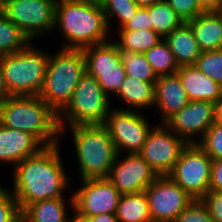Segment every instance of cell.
I'll return each instance as SVG.
<instances>
[{
    "instance_id": "cell-1",
    "label": "cell",
    "mask_w": 222,
    "mask_h": 222,
    "mask_svg": "<svg viewBox=\"0 0 222 222\" xmlns=\"http://www.w3.org/2000/svg\"><path fill=\"white\" fill-rule=\"evenodd\" d=\"M59 146H45L14 166L12 194L20 211L37 201L64 197L69 178L64 172Z\"/></svg>"
},
{
    "instance_id": "cell-2",
    "label": "cell",
    "mask_w": 222,
    "mask_h": 222,
    "mask_svg": "<svg viewBox=\"0 0 222 222\" xmlns=\"http://www.w3.org/2000/svg\"><path fill=\"white\" fill-rule=\"evenodd\" d=\"M56 25L65 38L63 48L83 49L109 41V26L100 5L81 0H56Z\"/></svg>"
},
{
    "instance_id": "cell-3",
    "label": "cell",
    "mask_w": 222,
    "mask_h": 222,
    "mask_svg": "<svg viewBox=\"0 0 222 222\" xmlns=\"http://www.w3.org/2000/svg\"><path fill=\"white\" fill-rule=\"evenodd\" d=\"M0 124L34 135L44 146L58 144V114L39 96H11L0 107Z\"/></svg>"
},
{
    "instance_id": "cell-4",
    "label": "cell",
    "mask_w": 222,
    "mask_h": 222,
    "mask_svg": "<svg viewBox=\"0 0 222 222\" xmlns=\"http://www.w3.org/2000/svg\"><path fill=\"white\" fill-rule=\"evenodd\" d=\"M85 72L83 50L60 47L55 55L49 53L44 88L38 96L59 114L71 100Z\"/></svg>"
},
{
    "instance_id": "cell-5",
    "label": "cell",
    "mask_w": 222,
    "mask_h": 222,
    "mask_svg": "<svg viewBox=\"0 0 222 222\" xmlns=\"http://www.w3.org/2000/svg\"><path fill=\"white\" fill-rule=\"evenodd\" d=\"M81 180L108 178L118 155L104 124L71 126Z\"/></svg>"
},
{
    "instance_id": "cell-6",
    "label": "cell",
    "mask_w": 222,
    "mask_h": 222,
    "mask_svg": "<svg viewBox=\"0 0 222 222\" xmlns=\"http://www.w3.org/2000/svg\"><path fill=\"white\" fill-rule=\"evenodd\" d=\"M49 53L29 44L0 56L4 82L11 96H38L44 88Z\"/></svg>"
},
{
    "instance_id": "cell-7",
    "label": "cell",
    "mask_w": 222,
    "mask_h": 222,
    "mask_svg": "<svg viewBox=\"0 0 222 222\" xmlns=\"http://www.w3.org/2000/svg\"><path fill=\"white\" fill-rule=\"evenodd\" d=\"M109 97L98 81L85 72L74 89L71 100L58 114L60 134L66 128V121L69 127L104 124L110 112Z\"/></svg>"
},
{
    "instance_id": "cell-8",
    "label": "cell",
    "mask_w": 222,
    "mask_h": 222,
    "mask_svg": "<svg viewBox=\"0 0 222 222\" xmlns=\"http://www.w3.org/2000/svg\"><path fill=\"white\" fill-rule=\"evenodd\" d=\"M212 161L197 143L188 144L168 176L192 198L201 200L209 191Z\"/></svg>"
},
{
    "instance_id": "cell-9",
    "label": "cell",
    "mask_w": 222,
    "mask_h": 222,
    "mask_svg": "<svg viewBox=\"0 0 222 222\" xmlns=\"http://www.w3.org/2000/svg\"><path fill=\"white\" fill-rule=\"evenodd\" d=\"M55 3L56 0H6L2 12L32 41L55 30Z\"/></svg>"
},
{
    "instance_id": "cell-10",
    "label": "cell",
    "mask_w": 222,
    "mask_h": 222,
    "mask_svg": "<svg viewBox=\"0 0 222 222\" xmlns=\"http://www.w3.org/2000/svg\"><path fill=\"white\" fill-rule=\"evenodd\" d=\"M86 60V72L94 77L108 95L118 92L126 78L115 41H106L82 49Z\"/></svg>"
},
{
    "instance_id": "cell-11",
    "label": "cell",
    "mask_w": 222,
    "mask_h": 222,
    "mask_svg": "<svg viewBox=\"0 0 222 222\" xmlns=\"http://www.w3.org/2000/svg\"><path fill=\"white\" fill-rule=\"evenodd\" d=\"M188 144L163 123L151 129L139 154L158 176H168Z\"/></svg>"
},
{
    "instance_id": "cell-12",
    "label": "cell",
    "mask_w": 222,
    "mask_h": 222,
    "mask_svg": "<svg viewBox=\"0 0 222 222\" xmlns=\"http://www.w3.org/2000/svg\"><path fill=\"white\" fill-rule=\"evenodd\" d=\"M82 184L69 199L75 210L73 217L116 213L122 194L107 178L83 179Z\"/></svg>"
},
{
    "instance_id": "cell-13",
    "label": "cell",
    "mask_w": 222,
    "mask_h": 222,
    "mask_svg": "<svg viewBox=\"0 0 222 222\" xmlns=\"http://www.w3.org/2000/svg\"><path fill=\"white\" fill-rule=\"evenodd\" d=\"M152 222H176L195 199L169 176H158L145 190Z\"/></svg>"
},
{
    "instance_id": "cell-14",
    "label": "cell",
    "mask_w": 222,
    "mask_h": 222,
    "mask_svg": "<svg viewBox=\"0 0 222 222\" xmlns=\"http://www.w3.org/2000/svg\"><path fill=\"white\" fill-rule=\"evenodd\" d=\"M104 125L119 154L122 150L139 153L152 129L142 114L127 109L110 111Z\"/></svg>"
},
{
    "instance_id": "cell-15",
    "label": "cell",
    "mask_w": 222,
    "mask_h": 222,
    "mask_svg": "<svg viewBox=\"0 0 222 222\" xmlns=\"http://www.w3.org/2000/svg\"><path fill=\"white\" fill-rule=\"evenodd\" d=\"M120 155L118 153L107 179L121 194L144 192L158 175L139 153H128L122 161H119Z\"/></svg>"
},
{
    "instance_id": "cell-16",
    "label": "cell",
    "mask_w": 222,
    "mask_h": 222,
    "mask_svg": "<svg viewBox=\"0 0 222 222\" xmlns=\"http://www.w3.org/2000/svg\"><path fill=\"white\" fill-rule=\"evenodd\" d=\"M215 103L201 100L189 103L173 115L165 124L177 136L185 139L189 144L197 143L192 139L198 136L201 139L206 131L214 124Z\"/></svg>"
},
{
    "instance_id": "cell-17",
    "label": "cell",
    "mask_w": 222,
    "mask_h": 222,
    "mask_svg": "<svg viewBox=\"0 0 222 222\" xmlns=\"http://www.w3.org/2000/svg\"><path fill=\"white\" fill-rule=\"evenodd\" d=\"M45 146L31 133L10 129L0 124V162L16 166Z\"/></svg>"
},
{
    "instance_id": "cell-18",
    "label": "cell",
    "mask_w": 222,
    "mask_h": 222,
    "mask_svg": "<svg viewBox=\"0 0 222 222\" xmlns=\"http://www.w3.org/2000/svg\"><path fill=\"white\" fill-rule=\"evenodd\" d=\"M187 92L177 73L158 76L155 82L154 105L160 108L162 123H166L173 115L189 103Z\"/></svg>"
},
{
    "instance_id": "cell-19",
    "label": "cell",
    "mask_w": 222,
    "mask_h": 222,
    "mask_svg": "<svg viewBox=\"0 0 222 222\" xmlns=\"http://www.w3.org/2000/svg\"><path fill=\"white\" fill-rule=\"evenodd\" d=\"M190 101L216 103L222 97V87L202 73L195 65L180 66L176 72Z\"/></svg>"
},
{
    "instance_id": "cell-20",
    "label": "cell",
    "mask_w": 222,
    "mask_h": 222,
    "mask_svg": "<svg viewBox=\"0 0 222 222\" xmlns=\"http://www.w3.org/2000/svg\"><path fill=\"white\" fill-rule=\"evenodd\" d=\"M187 23L202 52L222 49V15L219 11H204Z\"/></svg>"
},
{
    "instance_id": "cell-21",
    "label": "cell",
    "mask_w": 222,
    "mask_h": 222,
    "mask_svg": "<svg viewBox=\"0 0 222 222\" xmlns=\"http://www.w3.org/2000/svg\"><path fill=\"white\" fill-rule=\"evenodd\" d=\"M164 40L169 44L179 67L194 65L202 53L191 26L187 22H183L179 27L174 29Z\"/></svg>"
},
{
    "instance_id": "cell-22",
    "label": "cell",
    "mask_w": 222,
    "mask_h": 222,
    "mask_svg": "<svg viewBox=\"0 0 222 222\" xmlns=\"http://www.w3.org/2000/svg\"><path fill=\"white\" fill-rule=\"evenodd\" d=\"M128 104L127 110L154 106L155 83L144 82L136 77L126 76L115 97Z\"/></svg>"
},
{
    "instance_id": "cell-23",
    "label": "cell",
    "mask_w": 222,
    "mask_h": 222,
    "mask_svg": "<svg viewBox=\"0 0 222 222\" xmlns=\"http://www.w3.org/2000/svg\"><path fill=\"white\" fill-rule=\"evenodd\" d=\"M64 197L45 199L27 205L21 211L26 222H73L66 215Z\"/></svg>"
},
{
    "instance_id": "cell-24",
    "label": "cell",
    "mask_w": 222,
    "mask_h": 222,
    "mask_svg": "<svg viewBox=\"0 0 222 222\" xmlns=\"http://www.w3.org/2000/svg\"><path fill=\"white\" fill-rule=\"evenodd\" d=\"M115 214L119 222H152L145 191L122 194Z\"/></svg>"
},
{
    "instance_id": "cell-25",
    "label": "cell",
    "mask_w": 222,
    "mask_h": 222,
    "mask_svg": "<svg viewBox=\"0 0 222 222\" xmlns=\"http://www.w3.org/2000/svg\"><path fill=\"white\" fill-rule=\"evenodd\" d=\"M148 11L152 30L163 39L183 23V20L170 7L166 0L148 7Z\"/></svg>"
},
{
    "instance_id": "cell-26",
    "label": "cell",
    "mask_w": 222,
    "mask_h": 222,
    "mask_svg": "<svg viewBox=\"0 0 222 222\" xmlns=\"http://www.w3.org/2000/svg\"><path fill=\"white\" fill-rule=\"evenodd\" d=\"M30 43L23 31L0 11V56L16 53Z\"/></svg>"
},
{
    "instance_id": "cell-27",
    "label": "cell",
    "mask_w": 222,
    "mask_h": 222,
    "mask_svg": "<svg viewBox=\"0 0 222 222\" xmlns=\"http://www.w3.org/2000/svg\"><path fill=\"white\" fill-rule=\"evenodd\" d=\"M119 39L115 43L118 49H125L137 53H145L153 46L157 45L163 38H161L152 29L147 30H120Z\"/></svg>"
},
{
    "instance_id": "cell-28",
    "label": "cell",
    "mask_w": 222,
    "mask_h": 222,
    "mask_svg": "<svg viewBox=\"0 0 222 222\" xmlns=\"http://www.w3.org/2000/svg\"><path fill=\"white\" fill-rule=\"evenodd\" d=\"M144 55L157 77L175 74L179 69L169 44L164 39Z\"/></svg>"
},
{
    "instance_id": "cell-29",
    "label": "cell",
    "mask_w": 222,
    "mask_h": 222,
    "mask_svg": "<svg viewBox=\"0 0 222 222\" xmlns=\"http://www.w3.org/2000/svg\"><path fill=\"white\" fill-rule=\"evenodd\" d=\"M118 52L127 76L136 77L144 82H156L157 75L154 73L144 53L125 49H118Z\"/></svg>"
},
{
    "instance_id": "cell-30",
    "label": "cell",
    "mask_w": 222,
    "mask_h": 222,
    "mask_svg": "<svg viewBox=\"0 0 222 222\" xmlns=\"http://www.w3.org/2000/svg\"><path fill=\"white\" fill-rule=\"evenodd\" d=\"M106 16L107 24L110 28V18H118L120 28H122L136 14L139 6L134 0H105L101 5Z\"/></svg>"
},
{
    "instance_id": "cell-31",
    "label": "cell",
    "mask_w": 222,
    "mask_h": 222,
    "mask_svg": "<svg viewBox=\"0 0 222 222\" xmlns=\"http://www.w3.org/2000/svg\"><path fill=\"white\" fill-rule=\"evenodd\" d=\"M194 65L222 87V49L202 52Z\"/></svg>"
},
{
    "instance_id": "cell-32",
    "label": "cell",
    "mask_w": 222,
    "mask_h": 222,
    "mask_svg": "<svg viewBox=\"0 0 222 222\" xmlns=\"http://www.w3.org/2000/svg\"><path fill=\"white\" fill-rule=\"evenodd\" d=\"M197 144L212 160L222 159V125L214 123Z\"/></svg>"
},
{
    "instance_id": "cell-33",
    "label": "cell",
    "mask_w": 222,
    "mask_h": 222,
    "mask_svg": "<svg viewBox=\"0 0 222 222\" xmlns=\"http://www.w3.org/2000/svg\"><path fill=\"white\" fill-rule=\"evenodd\" d=\"M21 211L18 203L7 189L0 191V222H19Z\"/></svg>"
},
{
    "instance_id": "cell-34",
    "label": "cell",
    "mask_w": 222,
    "mask_h": 222,
    "mask_svg": "<svg viewBox=\"0 0 222 222\" xmlns=\"http://www.w3.org/2000/svg\"><path fill=\"white\" fill-rule=\"evenodd\" d=\"M176 222H215L201 200H194L178 216Z\"/></svg>"
},
{
    "instance_id": "cell-35",
    "label": "cell",
    "mask_w": 222,
    "mask_h": 222,
    "mask_svg": "<svg viewBox=\"0 0 222 222\" xmlns=\"http://www.w3.org/2000/svg\"><path fill=\"white\" fill-rule=\"evenodd\" d=\"M166 2L183 22H188L205 11L197 0H166Z\"/></svg>"
},
{
    "instance_id": "cell-36",
    "label": "cell",
    "mask_w": 222,
    "mask_h": 222,
    "mask_svg": "<svg viewBox=\"0 0 222 222\" xmlns=\"http://www.w3.org/2000/svg\"><path fill=\"white\" fill-rule=\"evenodd\" d=\"M201 201L207 207L210 217L215 222H222V192L209 190Z\"/></svg>"
},
{
    "instance_id": "cell-37",
    "label": "cell",
    "mask_w": 222,
    "mask_h": 222,
    "mask_svg": "<svg viewBox=\"0 0 222 222\" xmlns=\"http://www.w3.org/2000/svg\"><path fill=\"white\" fill-rule=\"evenodd\" d=\"M140 29H152V24H150V16L148 7H139L136 14L130 19L122 28L119 30H140Z\"/></svg>"
},
{
    "instance_id": "cell-38",
    "label": "cell",
    "mask_w": 222,
    "mask_h": 222,
    "mask_svg": "<svg viewBox=\"0 0 222 222\" xmlns=\"http://www.w3.org/2000/svg\"><path fill=\"white\" fill-rule=\"evenodd\" d=\"M209 190L222 192V159L212 161Z\"/></svg>"
},
{
    "instance_id": "cell-39",
    "label": "cell",
    "mask_w": 222,
    "mask_h": 222,
    "mask_svg": "<svg viewBox=\"0 0 222 222\" xmlns=\"http://www.w3.org/2000/svg\"><path fill=\"white\" fill-rule=\"evenodd\" d=\"M73 222H119L115 213L98 214L92 217H73Z\"/></svg>"
},
{
    "instance_id": "cell-40",
    "label": "cell",
    "mask_w": 222,
    "mask_h": 222,
    "mask_svg": "<svg viewBox=\"0 0 222 222\" xmlns=\"http://www.w3.org/2000/svg\"><path fill=\"white\" fill-rule=\"evenodd\" d=\"M205 11H218L222 7V0H197Z\"/></svg>"
},
{
    "instance_id": "cell-41",
    "label": "cell",
    "mask_w": 222,
    "mask_h": 222,
    "mask_svg": "<svg viewBox=\"0 0 222 222\" xmlns=\"http://www.w3.org/2000/svg\"><path fill=\"white\" fill-rule=\"evenodd\" d=\"M9 97H11V95L4 82L3 71L0 63V107Z\"/></svg>"
},
{
    "instance_id": "cell-42",
    "label": "cell",
    "mask_w": 222,
    "mask_h": 222,
    "mask_svg": "<svg viewBox=\"0 0 222 222\" xmlns=\"http://www.w3.org/2000/svg\"><path fill=\"white\" fill-rule=\"evenodd\" d=\"M214 123L222 125V97L215 103Z\"/></svg>"
},
{
    "instance_id": "cell-43",
    "label": "cell",
    "mask_w": 222,
    "mask_h": 222,
    "mask_svg": "<svg viewBox=\"0 0 222 222\" xmlns=\"http://www.w3.org/2000/svg\"><path fill=\"white\" fill-rule=\"evenodd\" d=\"M162 0H134V2L139 6V7H150L155 3H158Z\"/></svg>"
},
{
    "instance_id": "cell-44",
    "label": "cell",
    "mask_w": 222,
    "mask_h": 222,
    "mask_svg": "<svg viewBox=\"0 0 222 222\" xmlns=\"http://www.w3.org/2000/svg\"><path fill=\"white\" fill-rule=\"evenodd\" d=\"M83 2H87V3H92V4H95V5H102L105 0H81Z\"/></svg>"
},
{
    "instance_id": "cell-45",
    "label": "cell",
    "mask_w": 222,
    "mask_h": 222,
    "mask_svg": "<svg viewBox=\"0 0 222 222\" xmlns=\"http://www.w3.org/2000/svg\"><path fill=\"white\" fill-rule=\"evenodd\" d=\"M5 1L6 0H0V11H2Z\"/></svg>"
},
{
    "instance_id": "cell-46",
    "label": "cell",
    "mask_w": 222,
    "mask_h": 222,
    "mask_svg": "<svg viewBox=\"0 0 222 222\" xmlns=\"http://www.w3.org/2000/svg\"><path fill=\"white\" fill-rule=\"evenodd\" d=\"M19 222H26L22 217H20Z\"/></svg>"
},
{
    "instance_id": "cell-47",
    "label": "cell",
    "mask_w": 222,
    "mask_h": 222,
    "mask_svg": "<svg viewBox=\"0 0 222 222\" xmlns=\"http://www.w3.org/2000/svg\"><path fill=\"white\" fill-rule=\"evenodd\" d=\"M220 12V14L222 15V7L218 10Z\"/></svg>"
}]
</instances>
